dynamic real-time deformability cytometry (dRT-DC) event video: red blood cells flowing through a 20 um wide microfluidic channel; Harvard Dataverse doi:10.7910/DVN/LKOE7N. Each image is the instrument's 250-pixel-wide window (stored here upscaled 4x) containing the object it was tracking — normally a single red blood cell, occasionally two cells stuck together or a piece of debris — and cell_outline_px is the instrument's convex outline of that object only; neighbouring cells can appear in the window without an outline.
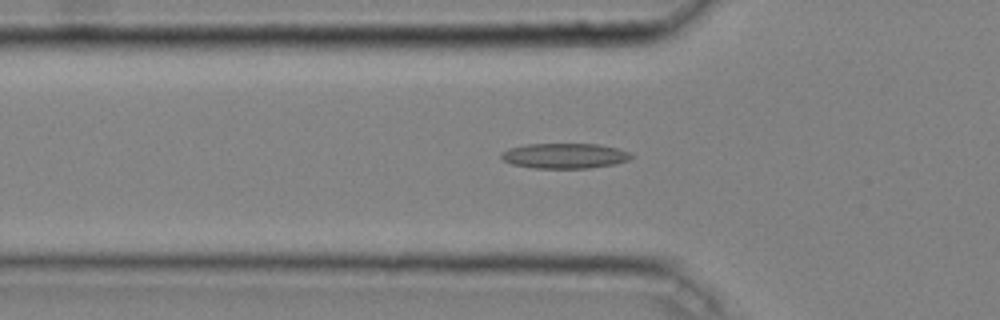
{"species": "common noctule bat (a hibernating species)", "species_latin": "Nyctalus noctula", "temperature_condition": "cold", "stored_images_in_passage": 42, "camera_frame_rate_fps": 3000, "um_per_image_px": 0.085, "animal": {"sex": "male", "body_mass_g": 20.4}, "frame": {"image": 1, "passage_image": 11, "time_ms": 3.333, "image_size_px": [1000, 320], "cell_outline_px": [[632, 156], [628, 160], [616, 164], [588, 168], [532, 168], [512, 164], [504, 160], [500, 156], [500, 152], [508, 148], [528, 144], [596, 144], [616, 148], [628, 152]], "centroid_in_image_um": [47.95, 13.25], "position_along_channel_um": 77.9, "area_um2": 19.02}}
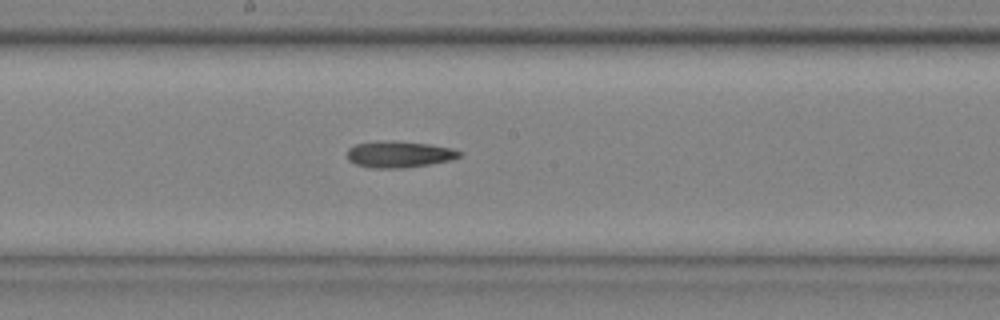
{"frame": {"image": 2, "passage_image": 21, "time_ms": 6.667, "image_size_px": [1000, 320], "cell_outline_px": [[464, 156], [452, 160], [404, 168], [372, 168], [356, 164], [348, 160], [348, 148], [356, 144], [376, 140], [392, 140], [428, 144], [452, 148], [464, 152]], "centroid_in_image_um": [33.96, 13.1], "position_along_channel_um": 214.2, "area_um2": 17.57}}
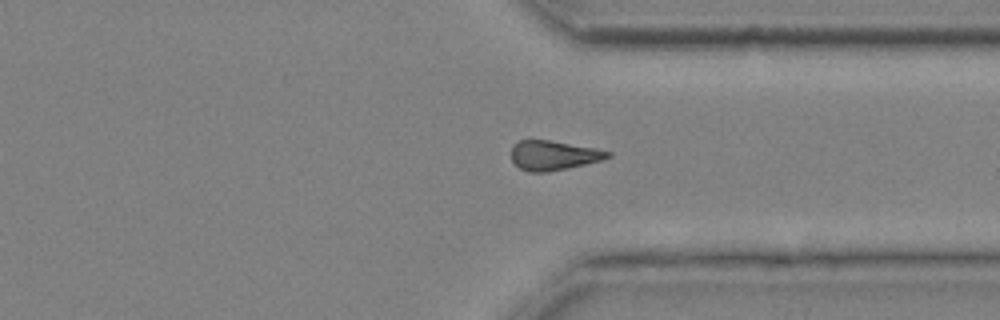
{"frame": {"image": 3, "passage_image": 32, "time_ms": 10.333, "image_size_px": [1000, 320], "cell_outline_px": [[612, 156], [600, 160], [568, 168], [548, 172], [528, 172], [520, 168], [512, 160], [512, 144], [520, 140], [548, 140], [596, 148], [612, 152]], "centroid_in_image_um": [47.04, 13.2], "position_along_channel_um": 364.4, "area_um2": 16.53}, "authors_computed_cell_mechanics": {"area_um2": 17.4267, "velocity_mm_per_s": 4.0831, "shape_relaxation_time_tau1_ms": 10.6712, "shape_relaxation_time_tau2_ms": null, "deformation_change_tau1": 0.1916, "deformation_change_tau2": null}}